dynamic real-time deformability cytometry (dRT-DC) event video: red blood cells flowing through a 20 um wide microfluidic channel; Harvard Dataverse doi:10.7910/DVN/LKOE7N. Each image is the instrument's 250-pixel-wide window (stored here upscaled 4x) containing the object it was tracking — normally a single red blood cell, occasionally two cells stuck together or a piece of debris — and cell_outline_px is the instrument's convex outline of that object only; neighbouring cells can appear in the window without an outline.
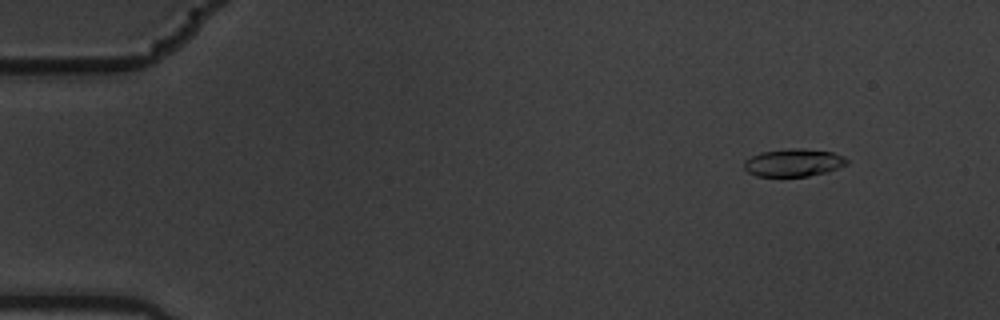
{"species": "common noctule bat (a hibernating species)", "species_latin": "Nyctalus noctula", "temperature_condition": "warm", "stored_images_in_passage": 10, "camera_frame_rate_fps": 3000, "um_per_image_px": 0.085, "animal": {"sex": "male", "body_mass_g": 19.5, "forearm_length_mm": 54.6}, "frame": {"image": 1, "passage_image": 2, "time_ms": 0.333, "image_size_px": [1000, 320], "cell_outline_px": [[848, 164], [828, 172], [808, 176], [756, 176], [748, 172], [744, 168], [744, 160], [760, 152], [788, 148], [804, 148], [832, 152], [844, 156], [848, 160]], "centroid_in_image_um": [67.46, 13.82], "position_along_channel_um": 17.5, "area_um2": 16.76}}
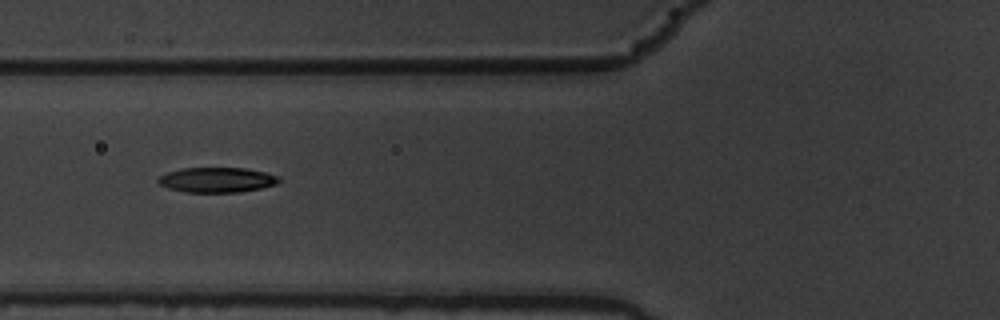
{"frame": {"image": 2, "passage_image": 7, "time_ms": 2.0, "image_size_px": [1000, 320], "cell_outline_px": [[280, 180], [276, 184], [260, 188], [240, 192], [184, 192], [168, 188], [160, 184], [156, 180], [160, 176], [168, 172], [180, 168], [244, 168], [264, 172], [276, 176]], "centroid_in_image_um": [18.39, 15.29], "position_along_channel_um": 107.4, "area_um2": 17.46}}
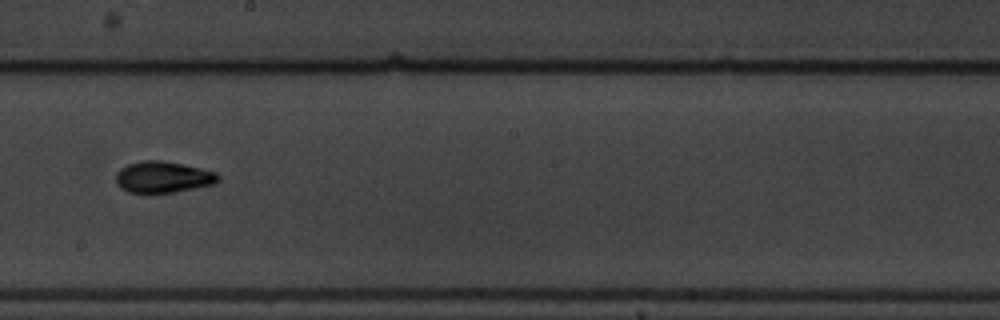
{"frame": {"image": 3, "passage_image": 10, "time_ms": 3.0, "image_size_px": [1000, 320], "cell_outline_px": [[220, 180], [216, 184], [176, 192], [128, 192], [120, 188], [116, 184], [116, 172], [120, 168], [128, 164], [144, 160], [160, 160], [200, 168], [216, 172], [220, 176]], "centroid_in_image_um": [13.87, 15.05], "position_along_channel_um": 234.3, "area_um2": 18.73}}